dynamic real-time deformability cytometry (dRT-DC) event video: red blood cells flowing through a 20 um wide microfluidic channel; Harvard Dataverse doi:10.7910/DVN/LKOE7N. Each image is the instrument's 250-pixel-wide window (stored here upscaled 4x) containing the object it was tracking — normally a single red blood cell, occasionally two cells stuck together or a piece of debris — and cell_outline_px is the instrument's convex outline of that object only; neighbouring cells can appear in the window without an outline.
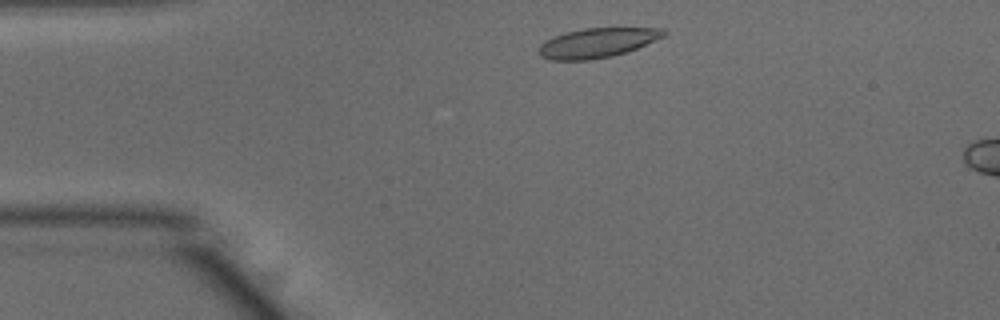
{"species": "common noctule bat (a hibernating species)", "species_latin": "Nyctalus noctula", "temperature_condition": "warm", "stored_images_in_passage": 45, "camera_frame_rate_fps": 3000, "um_per_image_px": 0.085, "animal": {"sex": "male", "body_mass_g": 15.6}, "frame": {"image": 1, "passage_image": 3, "time_ms": 0.667, "image_size_px": [1000, 320], "cell_outline_px": [[668, 32], [664, 36], [628, 52], [612, 56], [592, 60], [552, 60], [540, 56], [536, 52], [540, 44], [544, 40], [568, 32], [584, 28], [664, 28]], "centroid_in_image_um": [50.75, 3.65], "position_along_channel_um": 34.2, "area_um2": 21.62}}
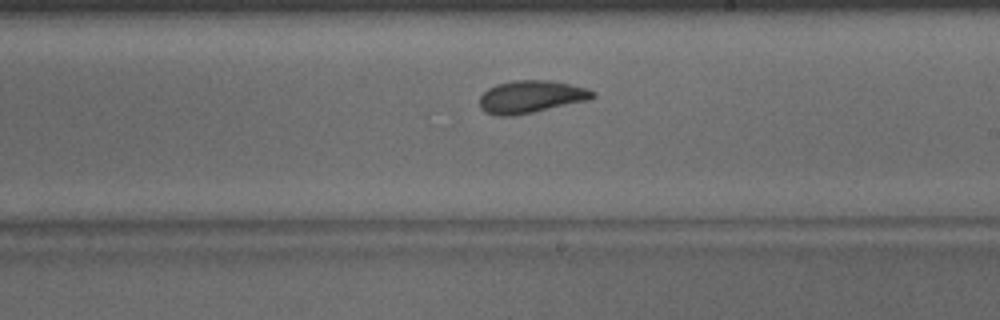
{"frame": {"image": 2, "passage_image": 22, "time_ms": 7.0, "image_size_px": [1000, 320], "cell_outline_px": [[596, 96], [592, 100], [512, 116], [496, 116], [484, 112], [480, 108], [480, 96], [488, 88], [496, 84], [512, 80], [548, 80], [572, 84], [596, 92]], "centroid_in_image_um": [45.14, 8.22], "position_along_channel_um": 243.9, "area_um2": 21.68}}
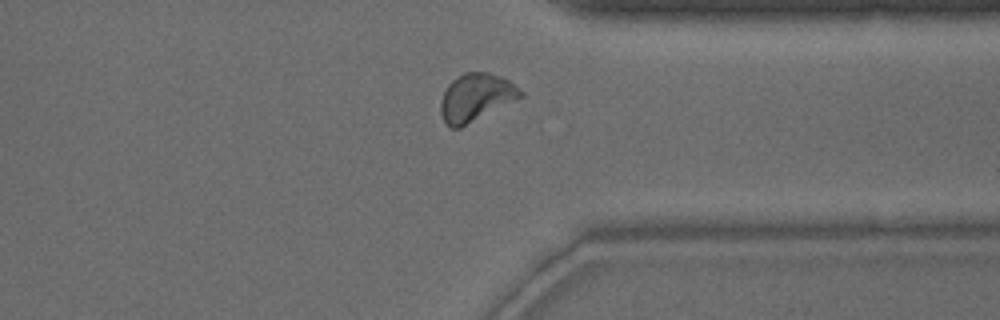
{"frame": {"image": 3, "passage_image": 32, "time_ms": 10.333, "image_size_px": [1000, 320], "cell_outline_px": [[524, 96], [460, 128], [448, 128], [444, 124], [440, 112], [440, 100], [448, 84], [452, 80], [464, 72], [488, 72], [500, 76], [508, 80], [520, 88], [524, 92]], "centroid_in_image_um": [40.43, 8.29], "position_along_channel_um": 371.0, "area_um2": 22.37}, "authors_computed_cell_mechanics": {"area_um2": 21.4438, "velocity_mm_per_s": 3.8866, "shape_relaxation_time_tau1_ms": 6.5982, "shape_relaxation_time_tau2_ms": 1.7033, "deformation_change_tau1": 0.1652, "deformation_change_tau2": 0.0742}}